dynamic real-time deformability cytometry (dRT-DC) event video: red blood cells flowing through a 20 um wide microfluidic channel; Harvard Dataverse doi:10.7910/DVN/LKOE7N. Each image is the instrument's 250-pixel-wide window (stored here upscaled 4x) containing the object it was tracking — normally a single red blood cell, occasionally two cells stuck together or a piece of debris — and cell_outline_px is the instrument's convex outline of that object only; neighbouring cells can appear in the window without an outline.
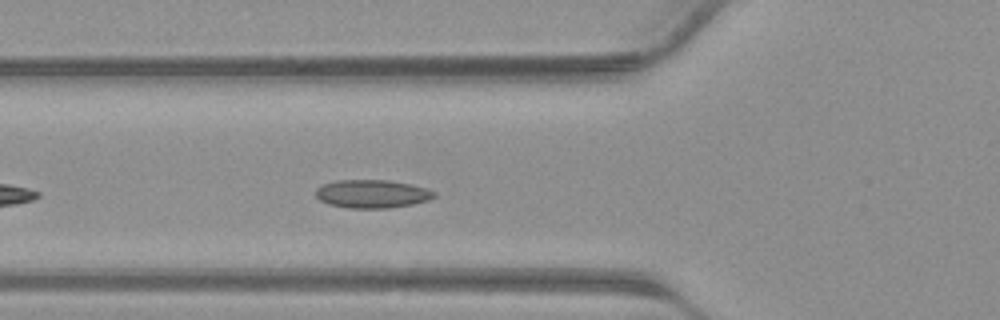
{"species": "common noctule bat (a hibernating species)", "species_latin": "Nyctalus noctula", "temperature_condition": "warm", "stored_images_in_passage": 26, "camera_frame_rate_fps": 3000, "um_per_image_px": 0.085, "animal": {"sex": "male", "body_mass_g": 23.1, "forearm_length_mm": 52.7}, "frame": {"image": 1, "passage_image": 5, "time_ms": 1.333, "image_size_px": [1000, 320], "cell_outline_px": [[436, 196], [428, 200], [412, 204], [388, 208], [348, 208], [328, 204], [320, 200], [316, 196], [316, 188], [320, 184], [336, 180], [388, 180], [412, 184], [428, 188], [436, 192]], "centroid_in_image_um": [31.62, 16.47], "position_along_channel_um": 94.2, "area_um2": 19.71}}
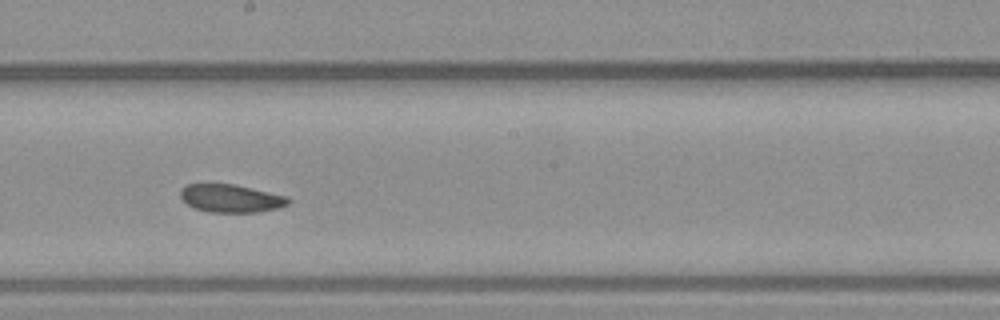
{"frame": {"image": 2, "passage_image": 13, "time_ms": 4.0, "image_size_px": [1000, 320], "cell_outline_px": [[292, 200], [288, 204], [276, 208], [256, 212], [212, 212], [196, 208], [188, 204], [180, 196], [180, 188], [184, 184], [208, 180], [232, 184], [288, 196]], "centroid_in_image_um": [19.55, 16.8], "position_along_channel_um": 228.7, "area_um2": 18.09}}
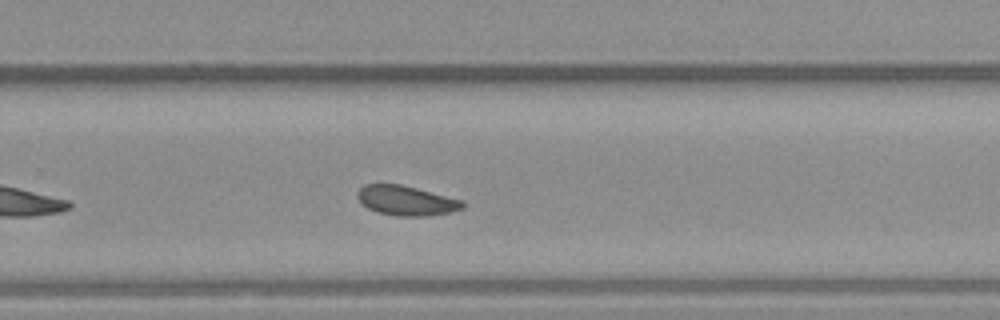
{"frame": {"image": 3, "passage_image": 17, "time_ms": 5.333, "image_size_px": [1000, 320], "cell_outline_px": [[464, 208], [452, 212], [420, 216], [396, 216], [376, 212], [368, 208], [356, 196], [356, 192], [364, 184], [400, 184], [464, 200]], "centroid_in_image_um": [34.53, 17.05], "position_along_channel_um": 295.3, "area_um2": 18.21}}